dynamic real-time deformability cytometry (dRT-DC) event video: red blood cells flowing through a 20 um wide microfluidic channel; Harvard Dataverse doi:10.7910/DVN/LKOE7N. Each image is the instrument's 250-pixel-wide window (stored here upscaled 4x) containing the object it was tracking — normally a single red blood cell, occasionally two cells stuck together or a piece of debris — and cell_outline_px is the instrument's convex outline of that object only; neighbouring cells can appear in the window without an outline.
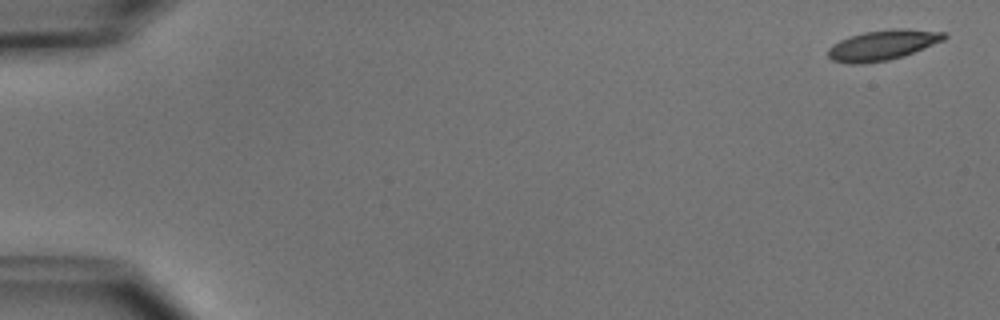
{"species": "common noctule bat (a hibernating species)", "species_latin": "Nyctalus noctula", "temperature_condition": "cold", "stored_images_in_passage": 4, "camera_frame_rate_fps": 3000, "um_per_image_px": 0.085, "animal": {"sex": "male", "body_mass_g": 15.6}, "frame": {"image": 1, "passage_image": 1, "time_ms": 0.0, "image_size_px": [1000, 320], "cell_outline_px": [[948, 36], [944, 40], [904, 56], [888, 60], [860, 64], [852, 64], [832, 60], [828, 56], [828, 48], [832, 44], [840, 40], [864, 32], [896, 28], [908, 28], [948, 32]], "centroid_in_image_um": [75.07, 3.82], "position_along_channel_um": 9.9, "area_um2": 20.52}}
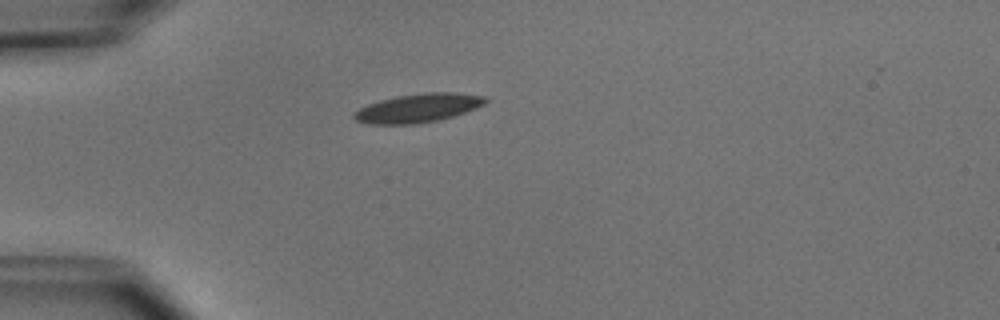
{"frame": {"image": 2, "passage_image": 4, "time_ms": 4.333, "image_size_px": [1000, 320], "cell_outline_px": [[488, 100], [484, 104], [476, 108], [452, 116], [436, 120], [416, 124], [368, 124], [356, 120], [352, 116], [352, 112], [368, 104], [380, 100], [396, 96], [424, 92], [456, 92], [484, 96]], "centroid_in_image_um": [35.51, 9.17], "position_along_channel_um": 49.5, "area_um2": 21.96}}